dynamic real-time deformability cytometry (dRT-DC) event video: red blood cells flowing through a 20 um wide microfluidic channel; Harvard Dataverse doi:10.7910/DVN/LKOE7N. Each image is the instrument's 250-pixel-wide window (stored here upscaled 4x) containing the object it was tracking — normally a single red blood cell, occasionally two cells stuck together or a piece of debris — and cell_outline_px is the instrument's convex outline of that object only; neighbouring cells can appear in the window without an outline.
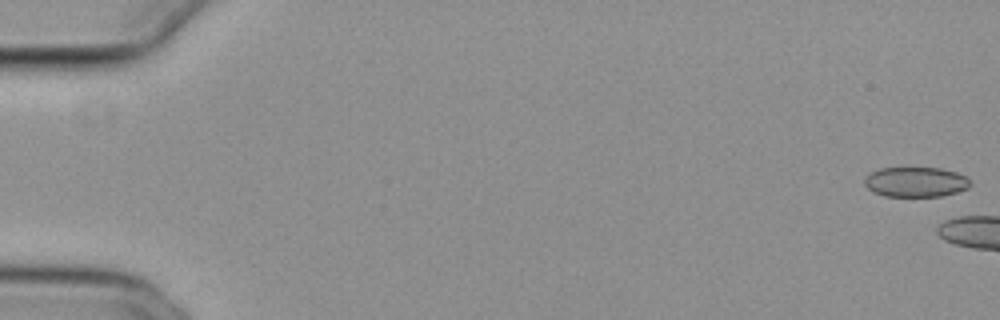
{"species": "common noctule bat (a hibernating species)", "species_latin": "Nyctalus noctula", "temperature_condition": "cold", "stored_images_in_passage": 8, "camera_frame_rate_fps": 3000, "um_per_image_px": 0.085, "animal": {"sex": "female", "body_mass_g": 29.2, "forearm_length_mm": 56.3}, "frame": {"image": 1, "passage_image": 1, "time_ms": 0.0, "image_size_px": [1000, 320], "cell_outline_px": [[972, 184], [968, 188], [956, 192], [940, 196], [884, 196], [872, 192], [864, 184], [864, 176], [880, 168], [908, 164], [940, 168], [956, 172], [968, 176]], "centroid_in_image_um": [77.82, 15.41], "position_along_channel_um": 7.2, "area_um2": 19.48}}